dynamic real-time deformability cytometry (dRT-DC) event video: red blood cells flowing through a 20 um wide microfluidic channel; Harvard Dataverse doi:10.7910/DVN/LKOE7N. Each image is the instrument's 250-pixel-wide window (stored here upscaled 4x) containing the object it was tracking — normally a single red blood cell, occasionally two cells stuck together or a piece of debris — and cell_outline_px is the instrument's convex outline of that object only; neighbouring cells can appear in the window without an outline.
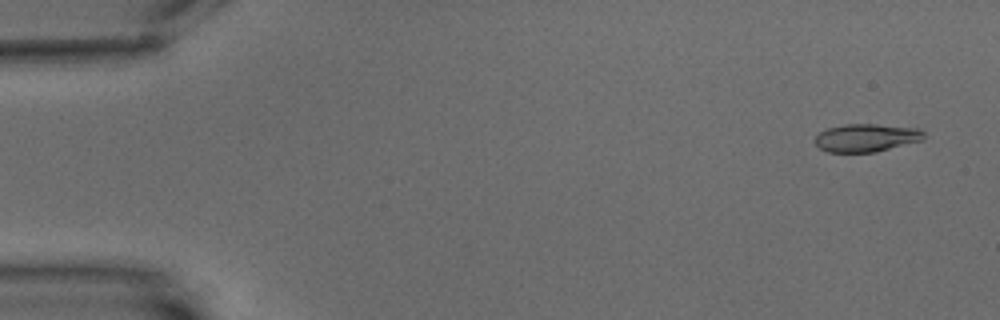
{"species": "common noctule bat (a hibernating species)", "species_latin": "Nyctalus noctula", "temperature_condition": "warm", "stored_images_in_passage": 4, "camera_frame_rate_fps": 3000, "um_per_image_px": 0.085, "animal": {"sex": "male", "body_mass_g": 15.6}, "frame": {"image": 1, "passage_image": 1, "time_ms": 0.0, "image_size_px": [1000, 320], "cell_outline_px": [[924, 140], [876, 152], [828, 152], [820, 148], [816, 144], [816, 136], [820, 132], [828, 128], [844, 124], [876, 124], [920, 128], [924, 132]], "centroid_in_image_um": [73.68, 11.71], "position_along_channel_um": 11.3, "area_um2": 17.8}}
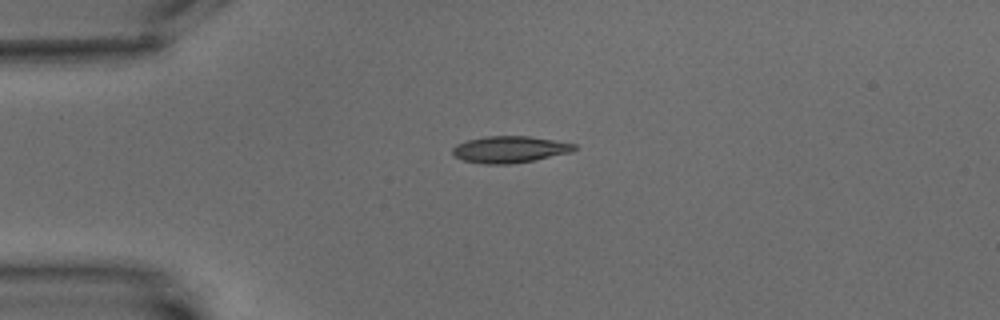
{"frame": {"image": 2, "passage_image": 4, "time_ms": 4.0, "image_size_px": [1000, 320], "cell_outline_px": [[576, 148], [572, 152], [536, 160], [512, 164], [484, 164], [464, 160], [452, 156], [452, 148], [456, 144], [468, 140], [484, 136], [528, 136], [576, 144]], "centroid_in_image_um": [43.3, 12.71], "position_along_channel_um": 41.7, "area_um2": 19.02}}